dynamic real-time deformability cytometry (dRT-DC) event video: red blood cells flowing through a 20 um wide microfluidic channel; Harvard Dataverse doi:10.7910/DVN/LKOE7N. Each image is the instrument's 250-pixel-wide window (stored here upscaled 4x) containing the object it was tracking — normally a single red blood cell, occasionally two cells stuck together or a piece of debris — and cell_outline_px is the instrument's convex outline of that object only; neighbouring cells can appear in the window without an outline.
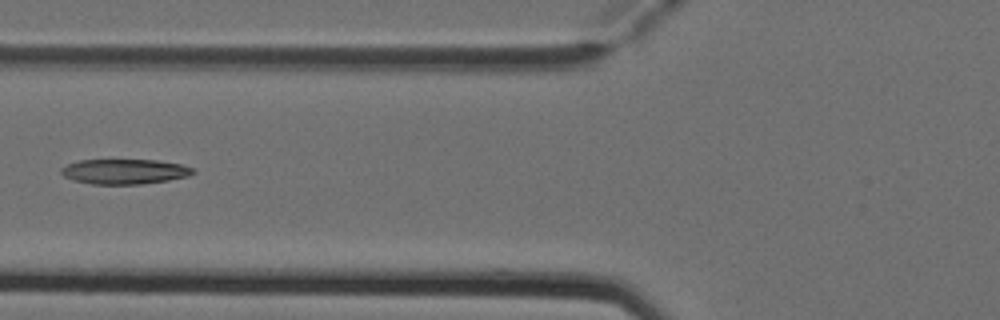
{"species": "Egyptian fruit bat (a non-hibernating species)", "species_latin": "Rousettus aegyptiacus", "temperature_condition": "cold", "stored_images_in_passage": 7, "camera_frame_rate_fps": 3000, "um_per_image_px": 0.085, "animal": {"sex": "female"}, "frame": {"image": 1, "passage_image": 6, "time_ms": 1.667, "image_size_px": [1000, 320], "cell_outline_px": [[196, 172], [188, 176], [168, 180], [140, 184], [92, 184], [72, 180], [64, 176], [60, 172], [60, 168], [68, 164], [80, 160], [156, 160], [180, 164], [196, 168]], "centroid_in_image_um": [10.59, 14.58], "position_along_channel_um": 115.2, "area_um2": 19.25}}
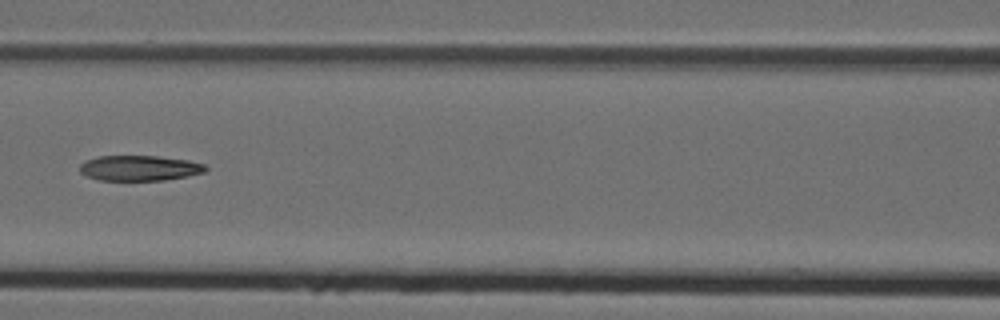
{"frame": {"image": 2, "passage_image": 7, "time_ms": 2.0, "image_size_px": [1000, 320], "cell_outline_px": [[208, 168], [204, 172], [188, 176], [164, 180], [100, 180], [88, 176], [80, 172], [80, 164], [84, 160], [100, 156], [156, 156], [188, 160], [204, 164]], "centroid_in_image_um": [11.86, 14.28], "position_along_channel_um": 154.7, "area_um2": 18.5}}